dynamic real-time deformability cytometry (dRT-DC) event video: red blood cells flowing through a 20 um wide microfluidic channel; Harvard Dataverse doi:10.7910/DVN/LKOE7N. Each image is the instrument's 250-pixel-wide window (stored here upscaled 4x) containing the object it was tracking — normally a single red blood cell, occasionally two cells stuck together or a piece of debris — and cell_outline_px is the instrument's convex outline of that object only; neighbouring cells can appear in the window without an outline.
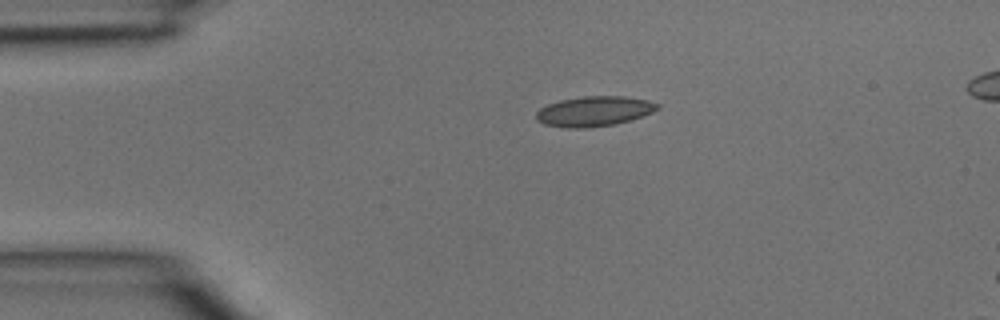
{"species": "common noctule bat (a hibernating species)", "species_latin": "Nyctalus noctula", "temperature_condition": "room temperature", "stored_images_in_passage": 2, "camera_frame_rate_fps": 3000, "um_per_image_px": 0.085, "animal": {"sex": "male", "body_mass_g": 15.6}, "frame": {"image": 1, "passage_image": 2, "time_ms": 0.333, "image_size_px": [1000, 320], "cell_outline_px": [[660, 108], [652, 112], [628, 120], [612, 124], [584, 128], [568, 128], [544, 124], [536, 120], [536, 112], [540, 108], [548, 104], [560, 100], [584, 96], [624, 96], [648, 100], [660, 104]], "centroid_in_image_um": [50.48, 9.45], "position_along_channel_um": 34.5, "area_um2": 21.04}}